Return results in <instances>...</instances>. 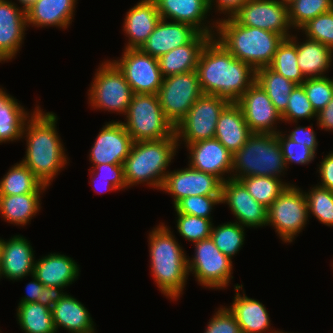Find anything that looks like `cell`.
<instances>
[{"label":"cell","instance_id":"cell-15","mask_svg":"<svg viewBox=\"0 0 333 333\" xmlns=\"http://www.w3.org/2000/svg\"><path fill=\"white\" fill-rule=\"evenodd\" d=\"M235 103L241 108L252 133L277 134L281 131L278 126L283 122L282 116L258 83L254 82Z\"/></svg>","mask_w":333,"mask_h":333},{"label":"cell","instance_id":"cell-49","mask_svg":"<svg viewBox=\"0 0 333 333\" xmlns=\"http://www.w3.org/2000/svg\"><path fill=\"white\" fill-rule=\"evenodd\" d=\"M92 171L98 178L112 179V184L120 191L127 189L124 167L122 164H100L92 165Z\"/></svg>","mask_w":333,"mask_h":333},{"label":"cell","instance_id":"cell-1","mask_svg":"<svg viewBox=\"0 0 333 333\" xmlns=\"http://www.w3.org/2000/svg\"><path fill=\"white\" fill-rule=\"evenodd\" d=\"M203 94L236 102L256 81V71L235 58L217 39L204 45L196 67Z\"/></svg>","mask_w":333,"mask_h":333},{"label":"cell","instance_id":"cell-51","mask_svg":"<svg viewBox=\"0 0 333 333\" xmlns=\"http://www.w3.org/2000/svg\"><path fill=\"white\" fill-rule=\"evenodd\" d=\"M317 166L320 175L318 185L333 191V151H329Z\"/></svg>","mask_w":333,"mask_h":333},{"label":"cell","instance_id":"cell-32","mask_svg":"<svg viewBox=\"0 0 333 333\" xmlns=\"http://www.w3.org/2000/svg\"><path fill=\"white\" fill-rule=\"evenodd\" d=\"M18 99L6 92L0 86V143L18 142L22 139L26 120L39 107L35 105L33 111L28 112Z\"/></svg>","mask_w":333,"mask_h":333},{"label":"cell","instance_id":"cell-4","mask_svg":"<svg viewBox=\"0 0 333 333\" xmlns=\"http://www.w3.org/2000/svg\"><path fill=\"white\" fill-rule=\"evenodd\" d=\"M217 39L235 58L255 71L268 67L284 37L278 33L239 24L233 17L216 19Z\"/></svg>","mask_w":333,"mask_h":333},{"label":"cell","instance_id":"cell-40","mask_svg":"<svg viewBox=\"0 0 333 333\" xmlns=\"http://www.w3.org/2000/svg\"><path fill=\"white\" fill-rule=\"evenodd\" d=\"M308 204V216H314L320 223L333 226V191L314 185L304 192Z\"/></svg>","mask_w":333,"mask_h":333},{"label":"cell","instance_id":"cell-34","mask_svg":"<svg viewBox=\"0 0 333 333\" xmlns=\"http://www.w3.org/2000/svg\"><path fill=\"white\" fill-rule=\"evenodd\" d=\"M0 180V195L44 193L45 186L21 161L12 165Z\"/></svg>","mask_w":333,"mask_h":333},{"label":"cell","instance_id":"cell-6","mask_svg":"<svg viewBox=\"0 0 333 333\" xmlns=\"http://www.w3.org/2000/svg\"><path fill=\"white\" fill-rule=\"evenodd\" d=\"M288 171L277 134L253 133L233 154L232 179L268 176L282 179Z\"/></svg>","mask_w":333,"mask_h":333},{"label":"cell","instance_id":"cell-42","mask_svg":"<svg viewBox=\"0 0 333 333\" xmlns=\"http://www.w3.org/2000/svg\"><path fill=\"white\" fill-rule=\"evenodd\" d=\"M175 215L177 216L175 227L185 240L195 243L210 238L214 224L211 219L181 213Z\"/></svg>","mask_w":333,"mask_h":333},{"label":"cell","instance_id":"cell-35","mask_svg":"<svg viewBox=\"0 0 333 333\" xmlns=\"http://www.w3.org/2000/svg\"><path fill=\"white\" fill-rule=\"evenodd\" d=\"M255 82L268 94L280 114L286 110L290 94L297 85L269 67L256 70Z\"/></svg>","mask_w":333,"mask_h":333},{"label":"cell","instance_id":"cell-9","mask_svg":"<svg viewBox=\"0 0 333 333\" xmlns=\"http://www.w3.org/2000/svg\"><path fill=\"white\" fill-rule=\"evenodd\" d=\"M294 184L287 186L268 208L267 226H272L279 239L289 244L309 222L304 190Z\"/></svg>","mask_w":333,"mask_h":333},{"label":"cell","instance_id":"cell-11","mask_svg":"<svg viewBox=\"0 0 333 333\" xmlns=\"http://www.w3.org/2000/svg\"><path fill=\"white\" fill-rule=\"evenodd\" d=\"M230 102L219 96L203 94L175 126L178 146L212 139L220 113Z\"/></svg>","mask_w":333,"mask_h":333},{"label":"cell","instance_id":"cell-10","mask_svg":"<svg viewBox=\"0 0 333 333\" xmlns=\"http://www.w3.org/2000/svg\"><path fill=\"white\" fill-rule=\"evenodd\" d=\"M194 256H187L188 273L203 288L225 290L234 278L233 261L225 256L210 238L193 243Z\"/></svg>","mask_w":333,"mask_h":333},{"label":"cell","instance_id":"cell-26","mask_svg":"<svg viewBox=\"0 0 333 333\" xmlns=\"http://www.w3.org/2000/svg\"><path fill=\"white\" fill-rule=\"evenodd\" d=\"M80 265L66 254L50 253L35 260L33 275L47 287L66 288L80 276Z\"/></svg>","mask_w":333,"mask_h":333},{"label":"cell","instance_id":"cell-56","mask_svg":"<svg viewBox=\"0 0 333 333\" xmlns=\"http://www.w3.org/2000/svg\"><path fill=\"white\" fill-rule=\"evenodd\" d=\"M91 175V182L93 184L94 191L97 193H103V192H112L118 190L113 184H112V179H104V178H98L96 174H94L90 169H88Z\"/></svg>","mask_w":333,"mask_h":333},{"label":"cell","instance_id":"cell-16","mask_svg":"<svg viewBox=\"0 0 333 333\" xmlns=\"http://www.w3.org/2000/svg\"><path fill=\"white\" fill-rule=\"evenodd\" d=\"M187 166L170 170L161 186L160 191L170 194L174 205L187 196H221L222 181L218 177Z\"/></svg>","mask_w":333,"mask_h":333},{"label":"cell","instance_id":"cell-24","mask_svg":"<svg viewBox=\"0 0 333 333\" xmlns=\"http://www.w3.org/2000/svg\"><path fill=\"white\" fill-rule=\"evenodd\" d=\"M198 33L189 24L160 19L154 31L139 49L152 57L159 58L177 47L188 44Z\"/></svg>","mask_w":333,"mask_h":333},{"label":"cell","instance_id":"cell-41","mask_svg":"<svg viewBox=\"0 0 333 333\" xmlns=\"http://www.w3.org/2000/svg\"><path fill=\"white\" fill-rule=\"evenodd\" d=\"M333 9V0H295L288 5L289 21L293 31L299 29L318 15Z\"/></svg>","mask_w":333,"mask_h":333},{"label":"cell","instance_id":"cell-3","mask_svg":"<svg viewBox=\"0 0 333 333\" xmlns=\"http://www.w3.org/2000/svg\"><path fill=\"white\" fill-rule=\"evenodd\" d=\"M171 230V226L160 222L147 237L154 282L161 294L177 301L184 293L189 273L186 252Z\"/></svg>","mask_w":333,"mask_h":333},{"label":"cell","instance_id":"cell-13","mask_svg":"<svg viewBox=\"0 0 333 333\" xmlns=\"http://www.w3.org/2000/svg\"><path fill=\"white\" fill-rule=\"evenodd\" d=\"M111 61L123 73L134 94H157L163 76L158 58L138 49H123L122 56Z\"/></svg>","mask_w":333,"mask_h":333},{"label":"cell","instance_id":"cell-55","mask_svg":"<svg viewBox=\"0 0 333 333\" xmlns=\"http://www.w3.org/2000/svg\"><path fill=\"white\" fill-rule=\"evenodd\" d=\"M64 288L59 287H43V295L42 300H38L37 302L46 306L50 309L61 300V298L65 295L66 292L63 290Z\"/></svg>","mask_w":333,"mask_h":333},{"label":"cell","instance_id":"cell-31","mask_svg":"<svg viewBox=\"0 0 333 333\" xmlns=\"http://www.w3.org/2000/svg\"><path fill=\"white\" fill-rule=\"evenodd\" d=\"M211 38L198 33L188 44L177 47L158 58L163 78L196 70L200 53Z\"/></svg>","mask_w":333,"mask_h":333},{"label":"cell","instance_id":"cell-18","mask_svg":"<svg viewBox=\"0 0 333 333\" xmlns=\"http://www.w3.org/2000/svg\"><path fill=\"white\" fill-rule=\"evenodd\" d=\"M102 126L89 151V161L92 165H123L134 142L132 137L121 121L112 120Z\"/></svg>","mask_w":333,"mask_h":333},{"label":"cell","instance_id":"cell-46","mask_svg":"<svg viewBox=\"0 0 333 333\" xmlns=\"http://www.w3.org/2000/svg\"><path fill=\"white\" fill-rule=\"evenodd\" d=\"M299 30L307 38L316 40L333 50V9L308 21Z\"/></svg>","mask_w":333,"mask_h":333},{"label":"cell","instance_id":"cell-58","mask_svg":"<svg viewBox=\"0 0 333 333\" xmlns=\"http://www.w3.org/2000/svg\"><path fill=\"white\" fill-rule=\"evenodd\" d=\"M279 1H281L284 5L288 6L289 4H291L295 0H279Z\"/></svg>","mask_w":333,"mask_h":333},{"label":"cell","instance_id":"cell-2","mask_svg":"<svg viewBox=\"0 0 333 333\" xmlns=\"http://www.w3.org/2000/svg\"><path fill=\"white\" fill-rule=\"evenodd\" d=\"M57 121L56 113L44 112L39 106L26 120L22 133L26 154L21 162L48 188L70 160L57 131Z\"/></svg>","mask_w":333,"mask_h":333},{"label":"cell","instance_id":"cell-20","mask_svg":"<svg viewBox=\"0 0 333 333\" xmlns=\"http://www.w3.org/2000/svg\"><path fill=\"white\" fill-rule=\"evenodd\" d=\"M154 1L161 19L189 24L199 33L214 37L217 21L214 19L207 20L211 14L208 0Z\"/></svg>","mask_w":333,"mask_h":333},{"label":"cell","instance_id":"cell-57","mask_svg":"<svg viewBox=\"0 0 333 333\" xmlns=\"http://www.w3.org/2000/svg\"><path fill=\"white\" fill-rule=\"evenodd\" d=\"M37 0H16L18 4H20V8L25 12L36 2Z\"/></svg>","mask_w":333,"mask_h":333},{"label":"cell","instance_id":"cell-54","mask_svg":"<svg viewBox=\"0 0 333 333\" xmlns=\"http://www.w3.org/2000/svg\"><path fill=\"white\" fill-rule=\"evenodd\" d=\"M316 124L320 130L333 131V97L330 102L317 113Z\"/></svg>","mask_w":333,"mask_h":333},{"label":"cell","instance_id":"cell-19","mask_svg":"<svg viewBox=\"0 0 333 333\" xmlns=\"http://www.w3.org/2000/svg\"><path fill=\"white\" fill-rule=\"evenodd\" d=\"M185 147L189 153L187 157L190 167L212 174L222 182L231 179L233 154L216 138L201 140Z\"/></svg>","mask_w":333,"mask_h":333},{"label":"cell","instance_id":"cell-14","mask_svg":"<svg viewBox=\"0 0 333 333\" xmlns=\"http://www.w3.org/2000/svg\"><path fill=\"white\" fill-rule=\"evenodd\" d=\"M232 17L243 26L272 31L284 38L293 32L288 6L279 0H248Z\"/></svg>","mask_w":333,"mask_h":333},{"label":"cell","instance_id":"cell-27","mask_svg":"<svg viewBox=\"0 0 333 333\" xmlns=\"http://www.w3.org/2000/svg\"><path fill=\"white\" fill-rule=\"evenodd\" d=\"M78 0H37L27 11V27L67 29L74 19Z\"/></svg>","mask_w":333,"mask_h":333},{"label":"cell","instance_id":"cell-43","mask_svg":"<svg viewBox=\"0 0 333 333\" xmlns=\"http://www.w3.org/2000/svg\"><path fill=\"white\" fill-rule=\"evenodd\" d=\"M281 116L284 124L299 122L298 120L301 119L310 121L317 117V113L313 109L302 84L296 85L293 89L288 106Z\"/></svg>","mask_w":333,"mask_h":333},{"label":"cell","instance_id":"cell-38","mask_svg":"<svg viewBox=\"0 0 333 333\" xmlns=\"http://www.w3.org/2000/svg\"><path fill=\"white\" fill-rule=\"evenodd\" d=\"M253 198L266 208L287 188L293 185L276 177L249 176L239 179Z\"/></svg>","mask_w":333,"mask_h":333},{"label":"cell","instance_id":"cell-48","mask_svg":"<svg viewBox=\"0 0 333 333\" xmlns=\"http://www.w3.org/2000/svg\"><path fill=\"white\" fill-rule=\"evenodd\" d=\"M204 333H241L238 322L226 306L216 309Z\"/></svg>","mask_w":333,"mask_h":333},{"label":"cell","instance_id":"cell-17","mask_svg":"<svg viewBox=\"0 0 333 333\" xmlns=\"http://www.w3.org/2000/svg\"><path fill=\"white\" fill-rule=\"evenodd\" d=\"M222 203L230 208L234 221L240 225L254 229L267 226L268 208L258 203L239 180L222 182Z\"/></svg>","mask_w":333,"mask_h":333},{"label":"cell","instance_id":"cell-25","mask_svg":"<svg viewBox=\"0 0 333 333\" xmlns=\"http://www.w3.org/2000/svg\"><path fill=\"white\" fill-rule=\"evenodd\" d=\"M161 17L154 0H140L130 8L123 21V33L128 38L124 49H138L154 31Z\"/></svg>","mask_w":333,"mask_h":333},{"label":"cell","instance_id":"cell-33","mask_svg":"<svg viewBox=\"0 0 333 333\" xmlns=\"http://www.w3.org/2000/svg\"><path fill=\"white\" fill-rule=\"evenodd\" d=\"M41 194L0 195V217L14 226H26L40 212Z\"/></svg>","mask_w":333,"mask_h":333},{"label":"cell","instance_id":"cell-21","mask_svg":"<svg viewBox=\"0 0 333 333\" xmlns=\"http://www.w3.org/2000/svg\"><path fill=\"white\" fill-rule=\"evenodd\" d=\"M26 30V12L13 0H0V63L20 53Z\"/></svg>","mask_w":333,"mask_h":333},{"label":"cell","instance_id":"cell-30","mask_svg":"<svg viewBox=\"0 0 333 333\" xmlns=\"http://www.w3.org/2000/svg\"><path fill=\"white\" fill-rule=\"evenodd\" d=\"M298 32L292 34L290 38L297 45V63L303 76L307 78L326 77L329 68L332 67L333 50L316 41L305 37L299 41Z\"/></svg>","mask_w":333,"mask_h":333},{"label":"cell","instance_id":"cell-8","mask_svg":"<svg viewBox=\"0 0 333 333\" xmlns=\"http://www.w3.org/2000/svg\"><path fill=\"white\" fill-rule=\"evenodd\" d=\"M92 79L87 90L89 106L125 116L134 93L119 68L106 60L98 66Z\"/></svg>","mask_w":333,"mask_h":333},{"label":"cell","instance_id":"cell-52","mask_svg":"<svg viewBox=\"0 0 333 333\" xmlns=\"http://www.w3.org/2000/svg\"><path fill=\"white\" fill-rule=\"evenodd\" d=\"M248 0H208L210 13L224 14L223 18L232 17ZM214 5V6H213ZM214 7V9H213Z\"/></svg>","mask_w":333,"mask_h":333},{"label":"cell","instance_id":"cell-7","mask_svg":"<svg viewBox=\"0 0 333 333\" xmlns=\"http://www.w3.org/2000/svg\"><path fill=\"white\" fill-rule=\"evenodd\" d=\"M121 123L134 142L176 138L174 125L166 118L157 94H134Z\"/></svg>","mask_w":333,"mask_h":333},{"label":"cell","instance_id":"cell-45","mask_svg":"<svg viewBox=\"0 0 333 333\" xmlns=\"http://www.w3.org/2000/svg\"><path fill=\"white\" fill-rule=\"evenodd\" d=\"M302 85L316 113L322 110L333 97V79L329 76L307 78Z\"/></svg>","mask_w":333,"mask_h":333},{"label":"cell","instance_id":"cell-12","mask_svg":"<svg viewBox=\"0 0 333 333\" xmlns=\"http://www.w3.org/2000/svg\"><path fill=\"white\" fill-rule=\"evenodd\" d=\"M202 95L196 70L163 78L157 93L161 108L174 127Z\"/></svg>","mask_w":333,"mask_h":333},{"label":"cell","instance_id":"cell-50","mask_svg":"<svg viewBox=\"0 0 333 333\" xmlns=\"http://www.w3.org/2000/svg\"><path fill=\"white\" fill-rule=\"evenodd\" d=\"M296 126L291 131H284L285 135L290 138L291 140L305 144L309 149L313 150L315 153H317V146L319 145L316 137V132L314 131L313 124L310 126H300L298 125V122H295ZM298 125V126H297Z\"/></svg>","mask_w":333,"mask_h":333},{"label":"cell","instance_id":"cell-5","mask_svg":"<svg viewBox=\"0 0 333 333\" xmlns=\"http://www.w3.org/2000/svg\"><path fill=\"white\" fill-rule=\"evenodd\" d=\"M178 149L177 138L133 142L123 163L127 188L146 183L160 190Z\"/></svg>","mask_w":333,"mask_h":333},{"label":"cell","instance_id":"cell-53","mask_svg":"<svg viewBox=\"0 0 333 333\" xmlns=\"http://www.w3.org/2000/svg\"><path fill=\"white\" fill-rule=\"evenodd\" d=\"M32 281H30L26 287V294L24 297H21L18 304L24 303H34L38 300H42L43 287L44 285L32 274Z\"/></svg>","mask_w":333,"mask_h":333},{"label":"cell","instance_id":"cell-28","mask_svg":"<svg viewBox=\"0 0 333 333\" xmlns=\"http://www.w3.org/2000/svg\"><path fill=\"white\" fill-rule=\"evenodd\" d=\"M51 311L56 332L64 328L69 333H96V324L88 309L67 292Z\"/></svg>","mask_w":333,"mask_h":333},{"label":"cell","instance_id":"cell-47","mask_svg":"<svg viewBox=\"0 0 333 333\" xmlns=\"http://www.w3.org/2000/svg\"><path fill=\"white\" fill-rule=\"evenodd\" d=\"M286 168L289 164L308 165L316 158V153L305 144L297 143L288 138L284 132L277 133Z\"/></svg>","mask_w":333,"mask_h":333},{"label":"cell","instance_id":"cell-44","mask_svg":"<svg viewBox=\"0 0 333 333\" xmlns=\"http://www.w3.org/2000/svg\"><path fill=\"white\" fill-rule=\"evenodd\" d=\"M221 204V196H187L174 206L176 213L188 214L213 220L211 216L215 205Z\"/></svg>","mask_w":333,"mask_h":333},{"label":"cell","instance_id":"cell-22","mask_svg":"<svg viewBox=\"0 0 333 333\" xmlns=\"http://www.w3.org/2000/svg\"><path fill=\"white\" fill-rule=\"evenodd\" d=\"M32 244L23 235H14L8 240L1 238V277L13 282L33 274L35 255Z\"/></svg>","mask_w":333,"mask_h":333},{"label":"cell","instance_id":"cell-23","mask_svg":"<svg viewBox=\"0 0 333 333\" xmlns=\"http://www.w3.org/2000/svg\"><path fill=\"white\" fill-rule=\"evenodd\" d=\"M235 296L232 305L227 306L228 310L234 315L241 333H281L271 328L269 313L259 300L250 298L246 295L243 285L234 284ZM242 291V295L240 291ZM270 328V329H269ZM273 329V330H272ZM267 331V332H266Z\"/></svg>","mask_w":333,"mask_h":333},{"label":"cell","instance_id":"cell-36","mask_svg":"<svg viewBox=\"0 0 333 333\" xmlns=\"http://www.w3.org/2000/svg\"><path fill=\"white\" fill-rule=\"evenodd\" d=\"M16 319L24 333H57L52 311L38 302L18 304Z\"/></svg>","mask_w":333,"mask_h":333},{"label":"cell","instance_id":"cell-39","mask_svg":"<svg viewBox=\"0 0 333 333\" xmlns=\"http://www.w3.org/2000/svg\"><path fill=\"white\" fill-rule=\"evenodd\" d=\"M245 226L237 222H226L212 227L211 239L215 246L231 260L241 250L245 242Z\"/></svg>","mask_w":333,"mask_h":333},{"label":"cell","instance_id":"cell-59","mask_svg":"<svg viewBox=\"0 0 333 333\" xmlns=\"http://www.w3.org/2000/svg\"><path fill=\"white\" fill-rule=\"evenodd\" d=\"M0 256H1V237H0Z\"/></svg>","mask_w":333,"mask_h":333},{"label":"cell","instance_id":"cell-29","mask_svg":"<svg viewBox=\"0 0 333 333\" xmlns=\"http://www.w3.org/2000/svg\"><path fill=\"white\" fill-rule=\"evenodd\" d=\"M252 134L241 108L230 102L219 115L214 138L235 154Z\"/></svg>","mask_w":333,"mask_h":333},{"label":"cell","instance_id":"cell-37","mask_svg":"<svg viewBox=\"0 0 333 333\" xmlns=\"http://www.w3.org/2000/svg\"><path fill=\"white\" fill-rule=\"evenodd\" d=\"M268 67L297 85L306 79L297 63V45L291 38H284L279 44Z\"/></svg>","mask_w":333,"mask_h":333}]
</instances>
